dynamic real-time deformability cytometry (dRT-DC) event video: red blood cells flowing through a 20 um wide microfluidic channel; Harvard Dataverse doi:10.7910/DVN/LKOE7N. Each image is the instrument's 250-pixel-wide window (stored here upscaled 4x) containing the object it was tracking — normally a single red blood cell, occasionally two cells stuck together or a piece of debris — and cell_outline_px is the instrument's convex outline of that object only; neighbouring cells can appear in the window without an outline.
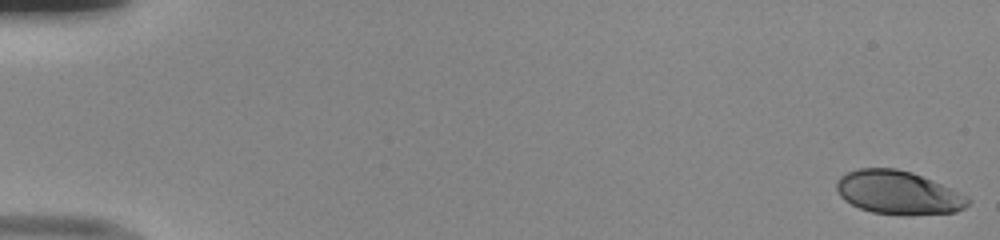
{"species": "human", "species_latin": "Homo sapiens", "temperature_condition": "room temperature", "stored_images_in_passage": 50, "camera_frame_rate_fps": 3000, "um_per_image_px": 0.085, "donor": {"sex": "male"}, "frame": {"image": 1, "passage_image": 1, "time_ms": 0.0, "image_size_px": [1000, 240], "cell_outline_px": [[972, 200], [964, 208], [956, 212], [908, 216], [904, 216], [872, 212], [860, 208], [844, 200], [840, 196], [836, 188], [836, 180], [840, 176], [848, 172], [860, 168], [896, 168], [912, 172], [968, 196]], "centroid_in_image_um": [76.34, 16.39], "position_along_channel_um": 8.7, "area_um2": 33.47}}
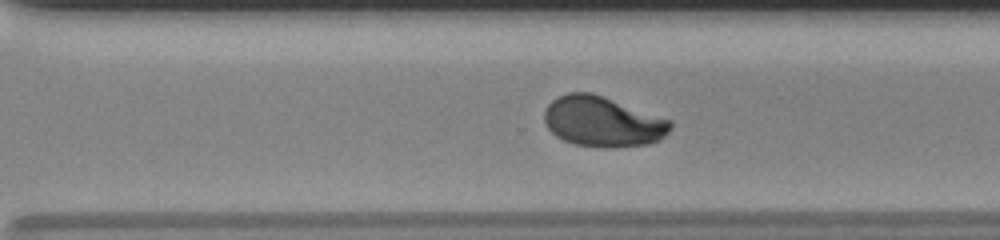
{"frame": {"image": 2, "passage_image": 37, "time_ms": 12.0, "image_size_px": [1000, 240], "cell_outline_px": [[672, 128], [664, 136], [648, 144], [616, 148], [604, 148], [576, 144], [564, 140], [556, 136], [548, 128], [544, 120], [544, 112], [548, 104], [552, 100], [568, 92], [592, 92], [672, 120]], "centroid_in_image_um": [51.23, 10.34], "position_along_channel_um": 319.4, "area_um2": 37.05}}
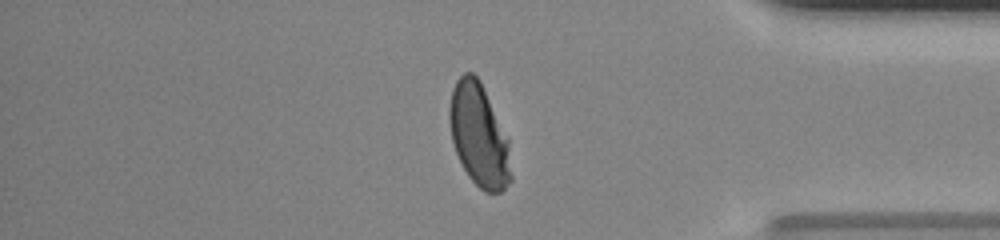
{"frame": {"image": 3, "passage_image": 44, "time_ms": 14.333, "image_size_px": [1000, 240], "cell_outline_px": [[512, 180], [500, 192], [484, 192], [468, 176], [456, 152], [452, 140], [448, 120], [448, 108], [452, 88], [456, 80], [464, 72], [472, 72], [480, 80], [508, 140], [512, 176]], "centroid_in_image_um": [40.69, 11.49], "position_along_channel_um": 394.5, "area_um2": 36.76}}